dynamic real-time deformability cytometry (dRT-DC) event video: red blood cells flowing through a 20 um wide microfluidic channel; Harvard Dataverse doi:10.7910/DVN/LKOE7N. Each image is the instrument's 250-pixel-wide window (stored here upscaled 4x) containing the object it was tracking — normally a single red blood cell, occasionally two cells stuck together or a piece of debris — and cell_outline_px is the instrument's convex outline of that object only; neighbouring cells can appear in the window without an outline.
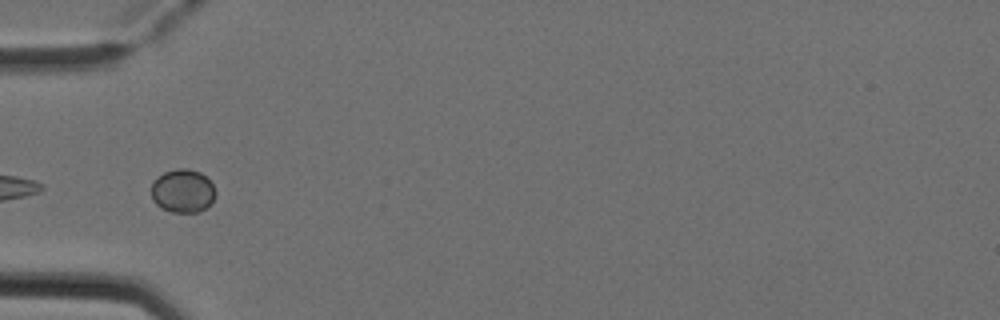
{"species": "Egyptian fruit bat (a non-hibernating species)", "species_latin": "Rousettus aegyptiacus", "temperature_condition": "cold", "stored_images_in_passage": 6, "camera_frame_rate_fps": 3000, "um_per_image_px": 0.085, "animal": {"sex": "female"}, "frame": {"image": 1, "passage_image": 4, "time_ms": 1.0, "image_size_px": [1000, 320], "cell_outline_px": [[216, 192], [212, 200], [200, 212], [172, 212], [160, 208], [156, 204], [152, 196], [152, 180], [156, 176], [164, 172], [176, 168], [188, 168], [200, 172], [212, 184]], "centroid_in_image_um": [15.5, 16.21], "position_along_channel_um": 69.5, "area_um2": 16.24}}
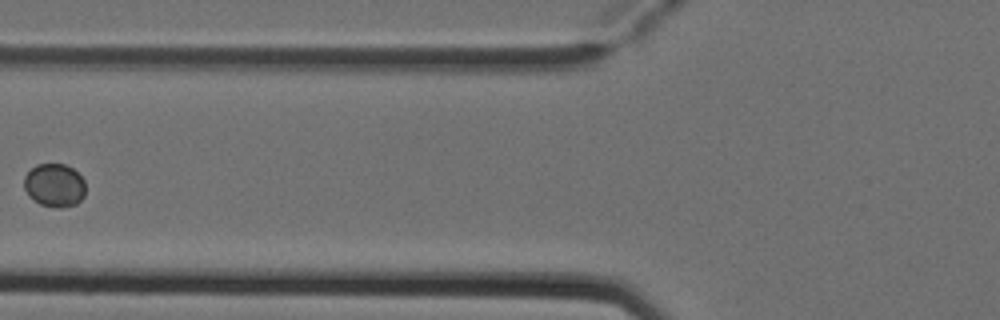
{"frame": {"image": 2, "passage_image": 5, "time_ms": 1.333, "image_size_px": [1000, 320], "cell_outline_px": [[84, 196], [76, 204], [64, 208], [56, 208], [40, 204], [28, 196], [24, 188], [24, 176], [36, 164], [64, 164], [72, 168], [84, 180]], "centroid_in_image_um": [4.61, 15.76], "position_along_channel_um": 121.2, "area_um2": 15.55}}
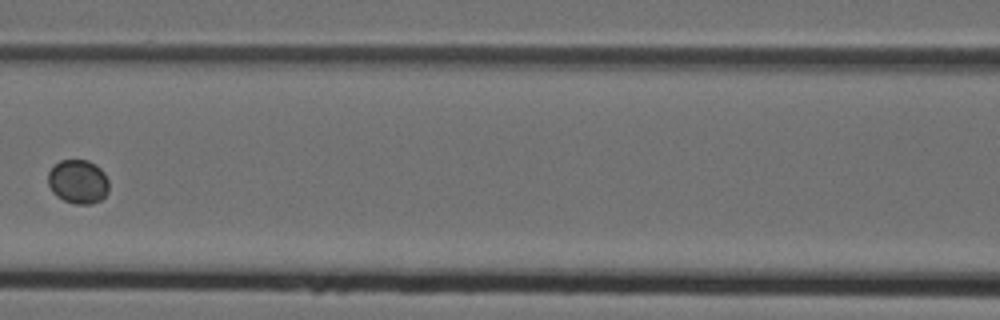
{"frame": {"image": 3, "passage_image": 6, "time_ms": 1.667, "image_size_px": [1000, 320], "cell_outline_px": [[108, 192], [100, 200], [92, 204], [72, 204], [56, 196], [52, 192], [48, 184], [48, 172], [52, 164], [60, 160], [88, 160], [96, 164], [104, 172], [108, 180]], "centroid_in_image_um": [6.61, 15.43], "position_along_channel_um": 160.0, "area_um2": 15.9}}